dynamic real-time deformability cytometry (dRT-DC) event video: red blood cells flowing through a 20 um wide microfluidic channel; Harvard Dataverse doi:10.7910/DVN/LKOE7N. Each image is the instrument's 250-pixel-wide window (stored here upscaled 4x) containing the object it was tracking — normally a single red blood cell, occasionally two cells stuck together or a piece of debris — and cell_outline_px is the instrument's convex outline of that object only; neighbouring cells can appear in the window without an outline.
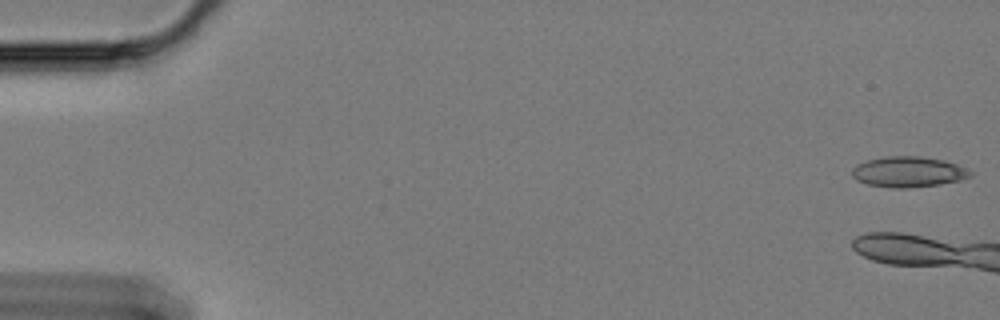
{"species": "Egyptian fruit bat (a non-hibernating species)", "species_latin": "Rousettus aegyptiacus", "temperature_condition": "cold", "stored_images_in_passage": 6, "camera_frame_rate_fps": 3000, "um_per_image_px": 0.085, "animal": {"sex": "female"}, "frame": {"image": 1, "passage_image": 1, "time_ms": 0.0, "image_size_px": [1000, 320], "cell_outline_px": [[972, 176], [960, 180], [940, 184], [908, 188], [892, 188], [868, 184], [856, 180], [852, 176], [852, 168], [868, 160], [888, 156], [920, 156], [944, 160], [956, 164], [972, 172]], "centroid_in_image_um": [77.21, 14.61], "position_along_channel_um": 7.8, "area_um2": 20.92}}